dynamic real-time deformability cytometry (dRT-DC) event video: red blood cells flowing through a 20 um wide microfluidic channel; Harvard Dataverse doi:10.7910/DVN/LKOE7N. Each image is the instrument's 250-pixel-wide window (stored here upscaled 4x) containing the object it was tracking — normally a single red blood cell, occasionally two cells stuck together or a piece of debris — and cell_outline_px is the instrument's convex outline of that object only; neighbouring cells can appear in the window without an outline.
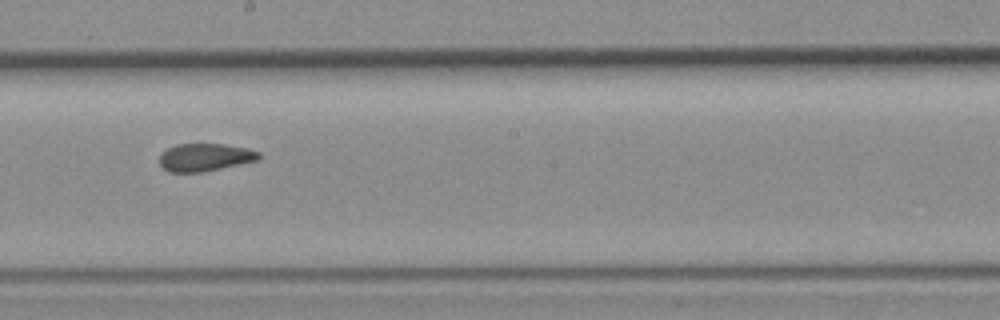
{"species": "common noctule bat (a hibernating species)", "species_latin": "Nyctalus noctula", "temperature_condition": "room temperature", "stored_images_in_passage": 8, "camera_frame_rate_fps": 3000, "um_per_image_px": 0.085, "animal": {"sex": "female", "body_mass_g": 19.3, "forearm_length_mm": 54.1}, "frame": {"image": 1, "passage_image": 7, "time_ms": 2.0, "image_size_px": [1000, 320], "cell_outline_px": [[260, 160], [200, 172], [168, 172], [160, 164], [160, 156], [168, 148], [176, 144], [224, 144], [248, 148], [260, 152]], "centroid_in_image_um": [17.45, 13.36], "position_along_channel_um": 230.7, "area_um2": 15.95}}
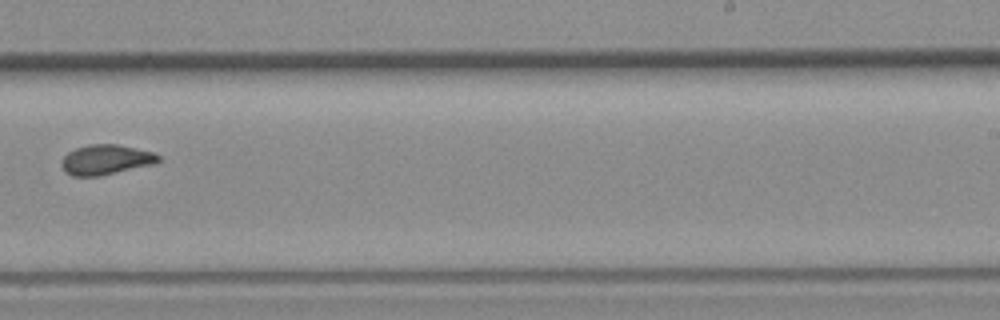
{"frame": {"image": 2, "passage_image": 8, "time_ms": 2.333, "image_size_px": [1000, 320], "cell_outline_px": [[160, 160], [152, 164], [100, 176], [72, 176], [60, 164], [64, 156], [68, 152], [76, 148], [88, 144], [116, 144], [152, 152], [160, 156]], "centroid_in_image_um": [8.97, 13.57], "position_along_channel_um": 280.0, "area_um2": 16.65}}